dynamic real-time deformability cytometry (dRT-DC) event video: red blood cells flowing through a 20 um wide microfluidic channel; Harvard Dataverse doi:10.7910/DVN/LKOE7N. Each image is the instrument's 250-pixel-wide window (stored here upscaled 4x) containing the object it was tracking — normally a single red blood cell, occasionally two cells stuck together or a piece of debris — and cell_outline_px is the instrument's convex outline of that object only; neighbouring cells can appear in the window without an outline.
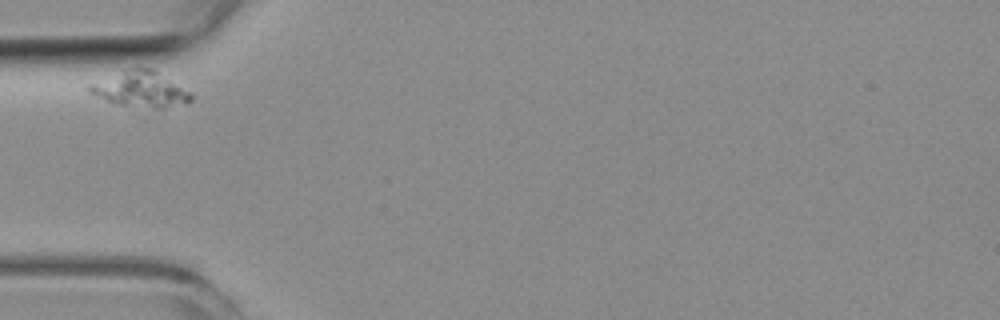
{"species": "common noctule bat (a hibernating species)", "species_latin": "Nyctalus noctula", "temperature_condition": "room temperature", "stored_images_in_passage": 3, "camera_frame_rate_fps": 3000, "um_per_image_px": 0.085, "animal": {"sex": "female", "body_mass_g": 19.3, "forearm_length_mm": 54.1}, "frame": {"image": 1, "passage_image": 1, "time_ms": 0.0, "image_size_px": [1000, 320], "cell_outline_px": [[192, 100], [164, 108], [156, 108], [112, 104], [88, 92], [88, 84], [136, 64], [152, 68], [192, 92]], "centroid_in_image_um": [11.9, 7.54], "position_along_channel_um": 73.1, "area_um2": 21.56}}
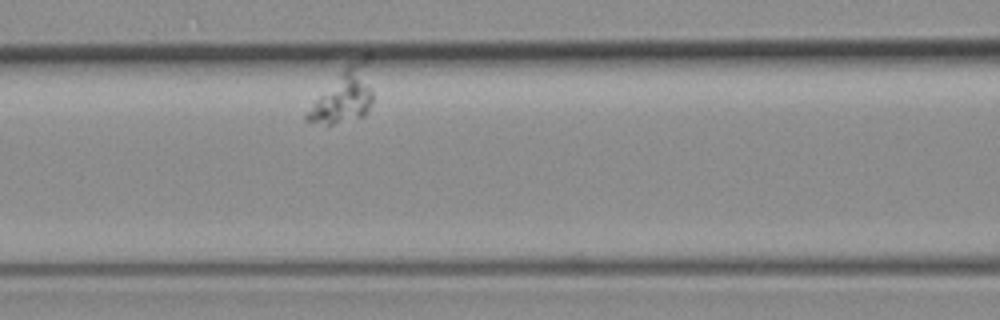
{"frame": {"image": 2, "passage_image": 3, "time_ms": 2.333, "image_size_px": [1000, 320], "cell_outline_px": [[372, 100], [368, 112], [364, 116], [332, 124], [324, 124], [304, 120], [304, 116], [316, 100], [340, 72], [348, 64], [364, 52], [368, 52], [372, 92]], "centroid_in_image_um": [29.31, 8.07], "position_along_channel_um": 137.3, "area_um2": 20.4}}